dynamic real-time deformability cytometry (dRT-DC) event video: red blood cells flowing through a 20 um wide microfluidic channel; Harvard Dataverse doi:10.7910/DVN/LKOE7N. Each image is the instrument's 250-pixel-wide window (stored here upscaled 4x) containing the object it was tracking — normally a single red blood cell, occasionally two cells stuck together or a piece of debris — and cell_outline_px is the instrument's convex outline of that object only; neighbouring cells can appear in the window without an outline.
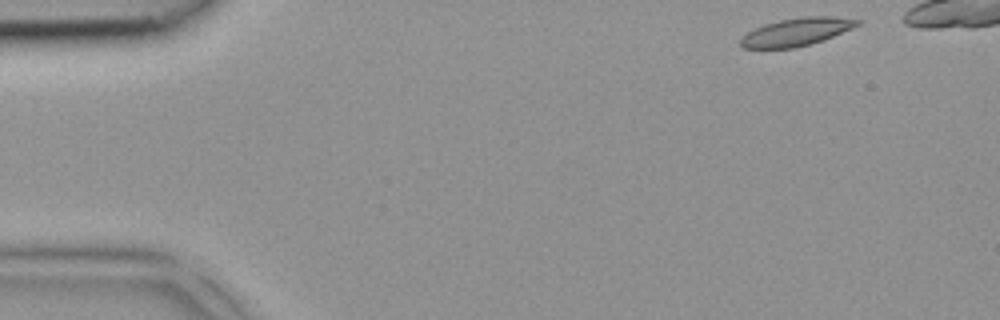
{"species": "common noctule bat (a hibernating species)", "species_latin": "Nyctalus noctula", "temperature_condition": "room temperature", "stored_images_in_passage": 5, "camera_frame_rate_fps": 3000, "um_per_image_px": 0.085, "animal": {"sex": "female", "body_mass_g": 18.4}, "frame": {"image": 1, "passage_image": 1, "time_ms": 0.0, "image_size_px": [1000, 320], "cell_outline_px": [[864, 20], [860, 24], [852, 28], [824, 40], [796, 48], [744, 48], [740, 44], [740, 40], [748, 32], [764, 24], [780, 20], [804, 16], [836, 16]], "centroid_in_image_um": [67.76, 2.7], "position_along_channel_um": 17.2, "area_um2": 18.96}}